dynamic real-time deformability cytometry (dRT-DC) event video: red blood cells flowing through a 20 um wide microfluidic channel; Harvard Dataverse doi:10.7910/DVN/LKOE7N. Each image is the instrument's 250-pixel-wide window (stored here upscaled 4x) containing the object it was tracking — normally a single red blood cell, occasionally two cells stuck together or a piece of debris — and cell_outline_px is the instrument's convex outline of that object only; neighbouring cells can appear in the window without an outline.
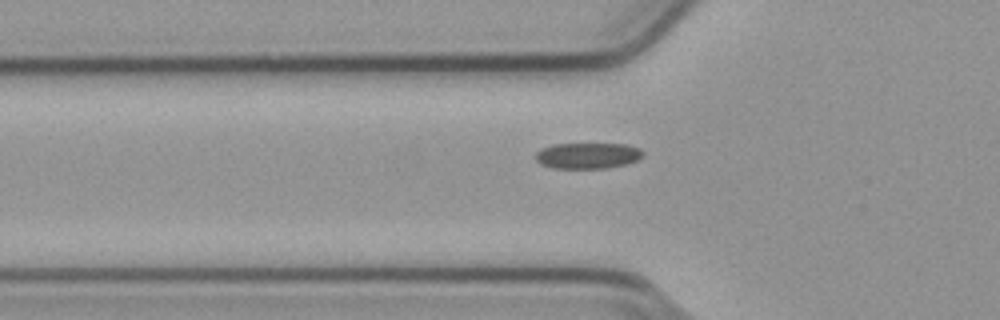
{"species": "common noctule bat (a hibernating species)", "species_latin": "Nyctalus noctula", "temperature_condition": "cold", "stored_images_in_passage": 38, "camera_frame_rate_fps": 3000, "um_per_image_px": 0.085, "animal": {"sex": "male", "body_mass_g": 23.1, "forearm_length_mm": 52.7}, "frame": {"image": 1, "passage_image": 4, "time_ms": 1.0, "image_size_px": [1000, 320], "cell_outline_px": [[644, 156], [636, 160], [624, 164], [608, 168], [552, 168], [540, 164], [536, 160], [536, 152], [540, 148], [552, 144], [628, 144], [640, 148], [644, 152]], "centroid_in_image_um": [49.94, 13.22], "position_along_channel_um": 75.9, "area_um2": 16.36}}
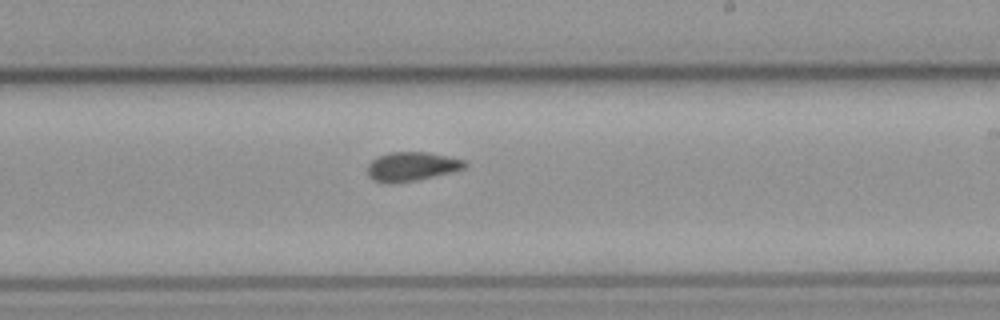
{"frame": {"image": 2, "passage_image": 18, "time_ms": 5.667, "image_size_px": [1000, 320], "cell_outline_px": [[468, 164], [464, 168], [456, 172], [396, 184], [384, 184], [372, 180], [368, 176], [368, 164], [376, 156], [392, 152], [428, 152], [448, 156], [464, 160]], "centroid_in_image_um": [34.99, 14.17], "position_along_channel_um": 254.0, "area_um2": 16.88}}
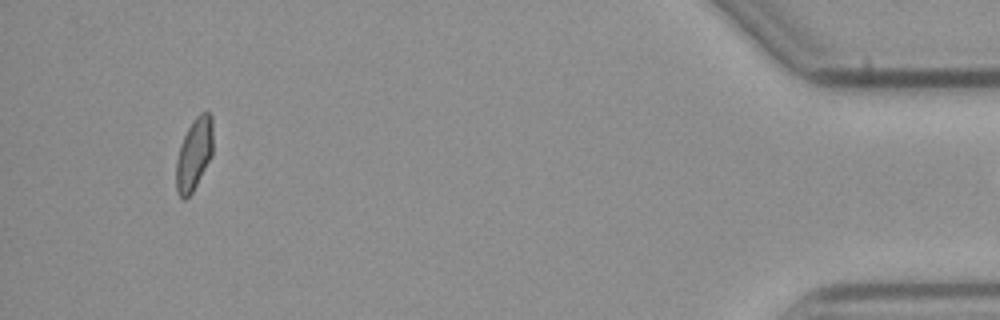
{"frame": {"image": 3, "passage_image": 37, "time_ms": 12.0, "image_size_px": [1000, 320], "cell_outline_px": [[212, 156], [192, 192], [184, 200], [176, 192], [176, 160], [180, 144], [188, 128], [196, 116], [200, 112], [208, 112], [212, 116]], "centroid_in_image_um": [16.49, 13.1], "position_along_channel_um": 418.7, "area_um2": 15.43}}